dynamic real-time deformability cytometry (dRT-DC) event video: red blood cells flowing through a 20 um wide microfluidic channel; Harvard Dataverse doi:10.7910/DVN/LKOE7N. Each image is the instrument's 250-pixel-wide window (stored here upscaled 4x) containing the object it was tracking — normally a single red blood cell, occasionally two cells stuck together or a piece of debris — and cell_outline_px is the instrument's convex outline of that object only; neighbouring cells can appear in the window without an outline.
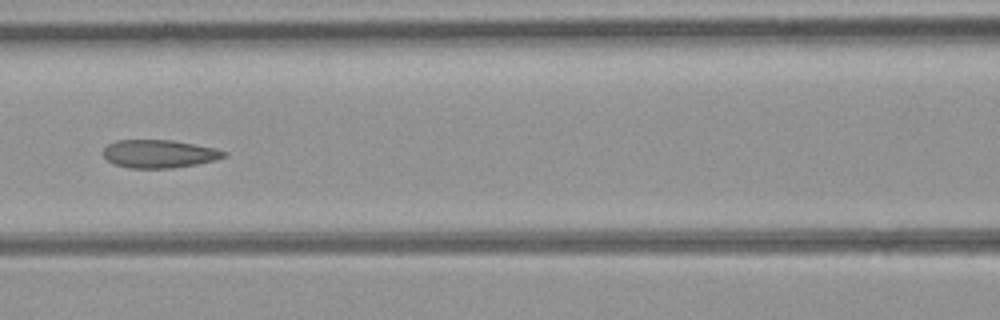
{"species": "common noctule bat (a hibernating species)", "species_latin": "Nyctalus noctula", "temperature_condition": "room temperature", "stored_images_in_passage": 53, "camera_frame_rate_fps": 3000, "um_per_image_px": 0.085, "animal": {"sex": "female", "body_mass_g": 21.9}, "frame": {"image": 1, "passage_image": 23, "time_ms": 7.333, "image_size_px": [1000, 320], "cell_outline_px": [[228, 156], [196, 164], [172, 168], [128, 168], [112, 164], [104, 156], [104, 148], [108, 144], [116, 140], [172, 140], [216, 148], [228, 152]], "centroid_in_image_um": [13.52, 13.07], "position_along_channel_um": 153.1, "area_um2": 19.77}}
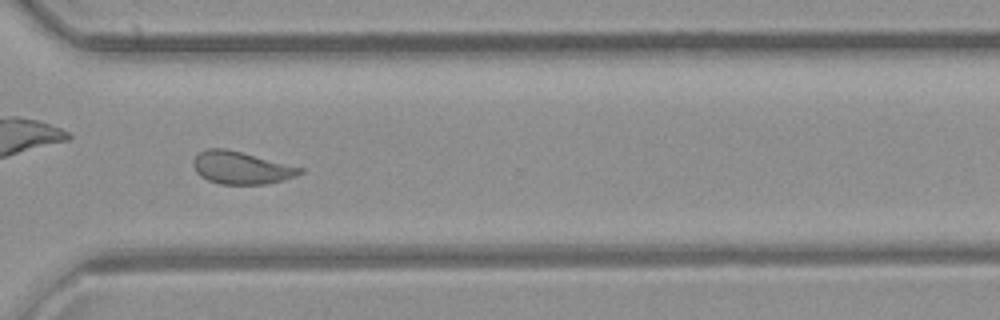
{"frame": {"image": 2, "passage_image": 38, "time_ms": 12.333, "image_size_px": [1000, 320], "cell_outline_px": [[304, 172], [296, 176], [284, 180], [264, 184], [220, 184], [208, 180], [200, 176], [196, 172], [192, 164], [192, 160], [200, 152], [208, 148], [224, 148], [304, 168]], "centroid_in_image_um": [20.49, 14.27], "position_along_channel_um": 350.1, "area_um2": 20.11}, "authors_computed_cell_mechanics": {"area_um2": 20.9236, "velocity_mm_per_s": 3.9533, "shape_relaxation_time_tau1_ms": null, "shape_relaxation_time_tau2_ms": 1.608, "deformation_change_tau1": null, "deformation_change_tau2": 0.0853}}